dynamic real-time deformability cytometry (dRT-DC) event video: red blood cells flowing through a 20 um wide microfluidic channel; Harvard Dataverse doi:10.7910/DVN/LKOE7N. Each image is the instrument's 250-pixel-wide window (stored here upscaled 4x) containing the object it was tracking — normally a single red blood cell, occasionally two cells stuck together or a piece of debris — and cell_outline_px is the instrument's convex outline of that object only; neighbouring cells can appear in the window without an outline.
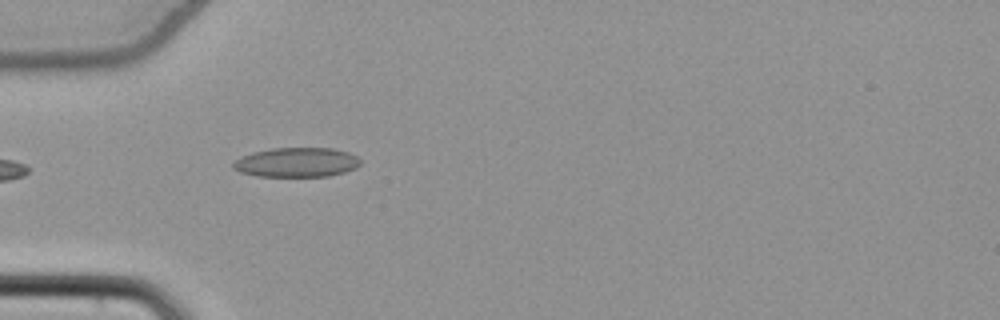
{"species": "common noctule bat (a hibernating species)", "species_latin": "Nyctalus noctula", "temperature_condition": "cold", "stored_images_in_passage": 4, "camera_frame_rate_fps": 3000, "um_per_image_px": 0.085, "animal": {"sex": "female", "body_mass_g": 22.7, "forearm_length_mm": 54.2}, "frame": {"image": 1, "passage_image": 1, "time_ms": 0.0, "image_size_px": [1000, 320], "cell_outline_px": [[360, 164], [356, 168], [344, 172], [328, 176], [256, 176], [240, 172], [232, 168], [232, 164], [236, 160], [252, 152], [272, 148], [332, 148], [348, 152], [356, 156], [360, 160]], "centroid_in_image_um": [25.21, 13.8], "position_along_channel_um": 59.8, "area_um2": 21.79}}
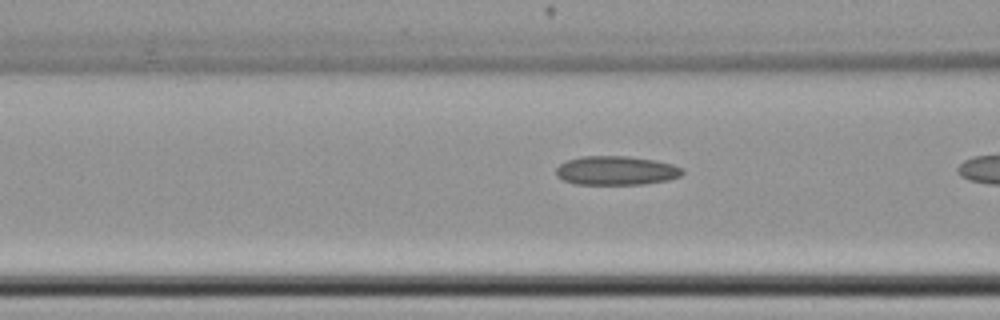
{"frame": {"image": 2, "passage_image": 3, "time_ms": 0.667, "image_size_px": [1000, 320], "cell_outline_px": [[684, 172], [680, 176], [668, 180], [644, 184], [576, 184], [564, 180], [556, 176], [556, 168], [560, 164], [568, 160], [580, 156], [628, 156], [656, 160], [672, 164], [684, 168]], "centroid_in_image_um": [52.39, 14.49], "position_along_channel_um": 114.2, "area_um2": 21.44}}